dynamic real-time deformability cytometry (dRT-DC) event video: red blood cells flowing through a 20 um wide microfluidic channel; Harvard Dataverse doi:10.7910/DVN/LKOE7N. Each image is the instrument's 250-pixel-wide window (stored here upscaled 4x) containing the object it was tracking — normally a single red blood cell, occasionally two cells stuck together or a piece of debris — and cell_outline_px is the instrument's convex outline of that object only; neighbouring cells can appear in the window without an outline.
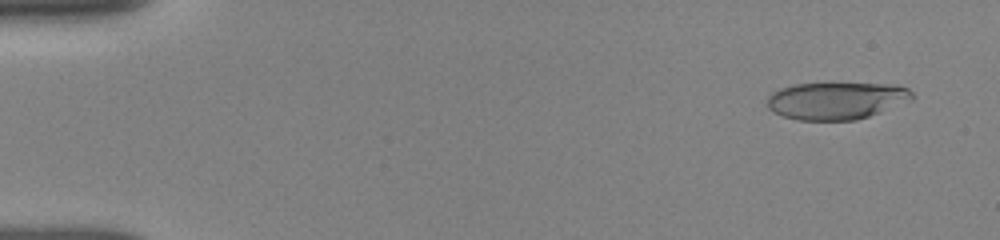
{"species": "human", "species_latin": "Homo sapiens", "temperature_condition": "room temperature", "stored_images_in_passage": 39, "camera_frame_rate_fps": 3000, "um_per_image_px": 0.085, "donor": {"sex": "female"}, "frame": {"image": 1, "passage_image": 2, "time_ms": 0.667, "image_size_px": [1000, 240], "cell_outline_px": [[916, 96], [912, 100], [868, 116], [856, 120], [796, 120], [772, 112], [768, 108], [768, 96], [772, 92], [780, 88], [796, 84], [896, 84], [908, 88]], "centroid_in_image_um": [71.1, 8.56], "position_along_channel_um": 13.9, "area_um2": 31.39}}
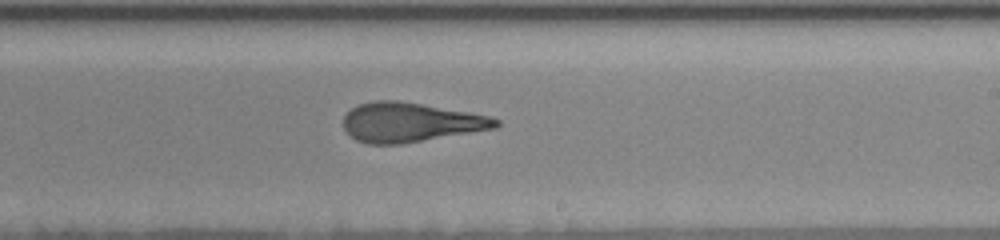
{"frame": {"image": 2, "passage_image": 22, "time_ms": 10.0, "image_size_px": [1000, 240], "cell_outline_px": [[500, 124], [496, 128], [400, 144], [368, 144], [356, 140], [344, 128], [344, 116], [352, 108], [360, 104], [376, 100], [396, 100], [468, 112], [488, 116], [500, 120]], "centroid_in_image_um": [34.87, 10.4], "position_along_channel_um": 254.1, "area_um2": 34.51}}
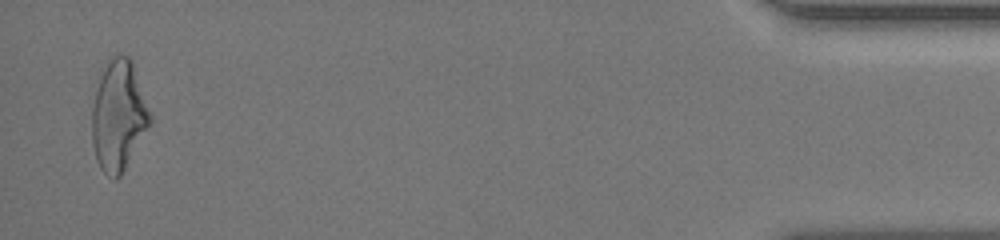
{"frame": {"image": 3, "passage_image": 39, "time_ms": 16.333, "image_size_px": [1000, 240], "cell_outline_px": [[152, 120], [120, 176], [116, 180], [112, 180], [100, 168], [96, 160], [92, 144], [92, 108], [100, 68], [112, 56], [128, 56], [132, 60], [152, 116]], "centroid_in_image_um": [10.05, 9.81], "position_along_channel_um": 425.2, "area_um2": 37.45}, "authors_computed_cell_mechanics": {"area_um2": 35.0268, "velocity_mm_per_s": 3.917, "shape_relaxation_time_tau1_ms": 4.6658, "shape_relaxation_time_tau2_ms": 1.5871, "deformation_change_tau1": 0.1872, "deformation_change_tau2": 0.1154}}